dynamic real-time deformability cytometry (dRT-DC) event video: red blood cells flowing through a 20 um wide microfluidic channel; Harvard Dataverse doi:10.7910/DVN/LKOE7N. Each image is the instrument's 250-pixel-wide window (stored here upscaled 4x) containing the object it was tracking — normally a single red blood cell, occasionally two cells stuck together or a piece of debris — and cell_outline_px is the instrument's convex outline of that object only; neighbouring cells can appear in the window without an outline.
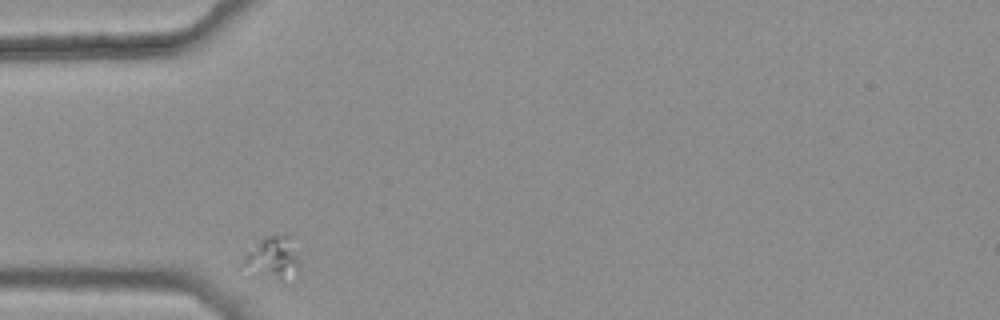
{"species": "common noctule bat (a hibernating species)", "species_latin": "Nyctalus noctula", "temperature_condition": "warm", "stored_images_in_passage": 30, "camera_frame_rate_fps": 3000, "um_per_image_px": 0.085, "animal": {"sex": "female", "body_mass_g": 25.1}, "frame": {"image": 1, "passage_image": 1, "time_ms": 0.0, "image_size_px": [1000, 320], "cell_outline_px": [[300, 264], [296, 268], [280, 276], [240, 264], [244, 256], [264, 236], [292, 236], [300, 260]], "centroid_in_image_um": [23.23, 21.71], "position_along_channel_um": 61.8, "area_um2": 12.02}}
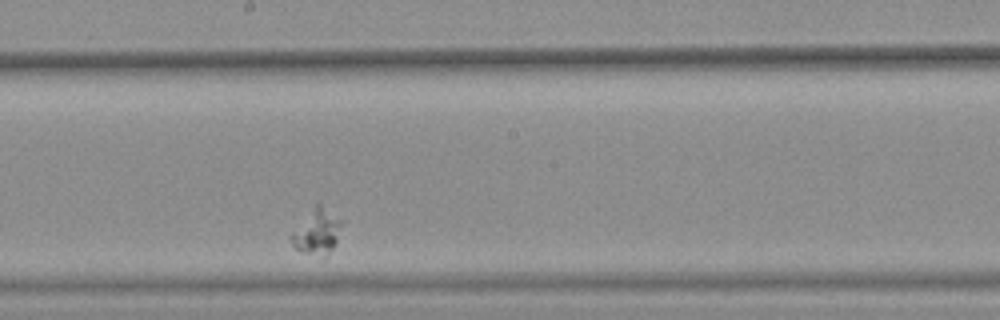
{"frame": {"image": 2, "passage_image": 17, "time_ms": 5.333, "image_size_px": [1000, 320], "cell_outline_px": [[340, 224], [336, 244], [328, 252], [308, 252], [296, 248], [288, 240], [288, 236], [316, 200], [340, 220]], "centroid_in_image_um": [26.86, 19.59], "position_along_channel_um": 221.3, "area_um2": 12.77}}